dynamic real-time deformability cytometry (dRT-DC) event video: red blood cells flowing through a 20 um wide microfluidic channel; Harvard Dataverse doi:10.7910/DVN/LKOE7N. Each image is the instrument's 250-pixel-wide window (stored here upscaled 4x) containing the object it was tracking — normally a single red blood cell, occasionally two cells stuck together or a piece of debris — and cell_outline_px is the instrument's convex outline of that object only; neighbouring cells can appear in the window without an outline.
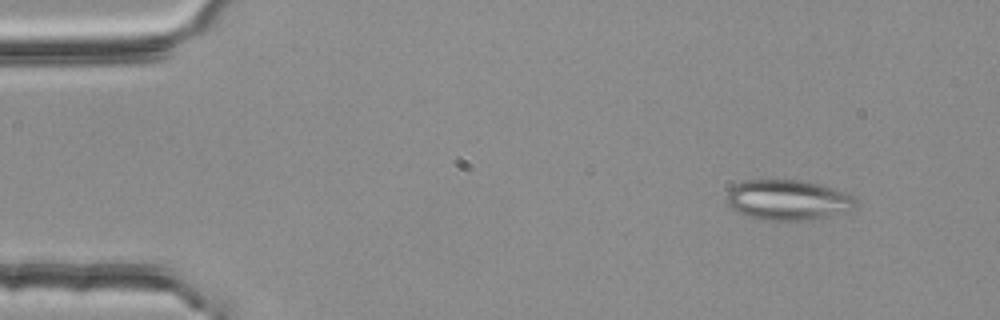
{"species": "common noctule bat (a hibernating species)", "species_latin": "Nyctalus noctula", "temperature_condition": "room temperature", "stored_images_in_passage": 4, "camera_frame_rate_fps": 3000, "um_per_image_px": 0.085, "animal": {"sex": "female", "body_mass_g": 25.1}, "frame": {"image": 1, "passage_image": 2, "time_ms": 0.333, "image_size_px": [1000, 320], "cell_outline_px": [[856, 204], [848, 212], [812, 220], [764, 220], [748, 216], [732, 208], [724, 200], [724, 196], [736, 184], [744, 180], [800, 180], [820, 184], [852, 196], [856, 200]], "centroid_in_image_um": [66.95, 17.0], "position_along_channel_um": 18.1, "area_um2": 30.23}}
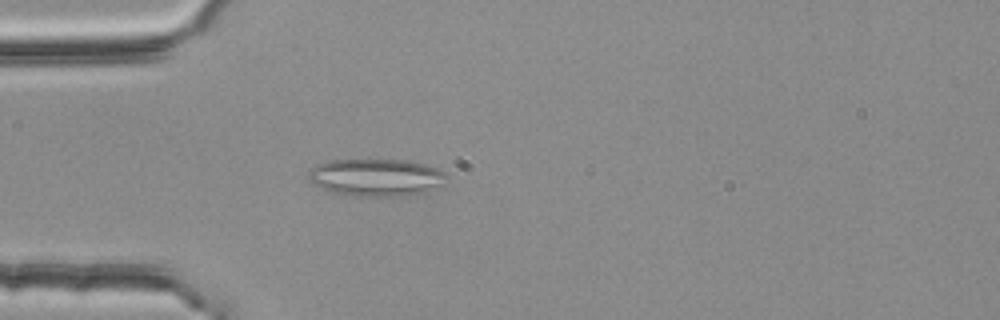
{"frame": {"image": 2, "passage_image": 4, "time_ms": 1.0, "image_size_px": [1000, 320], "cell_outline_px": [[448, 176], [440, 184], [428, 192], [408, 196], [352, 196], [332, 192], [308, 180], [308, 172], [316, 164], [328, 160], [408, 160], [428, 164], [448, 172]], "centroid_in_image_um": [32.02, 15.07], "position_along_channel_um": 53.0, "area_um2": 30.4}}